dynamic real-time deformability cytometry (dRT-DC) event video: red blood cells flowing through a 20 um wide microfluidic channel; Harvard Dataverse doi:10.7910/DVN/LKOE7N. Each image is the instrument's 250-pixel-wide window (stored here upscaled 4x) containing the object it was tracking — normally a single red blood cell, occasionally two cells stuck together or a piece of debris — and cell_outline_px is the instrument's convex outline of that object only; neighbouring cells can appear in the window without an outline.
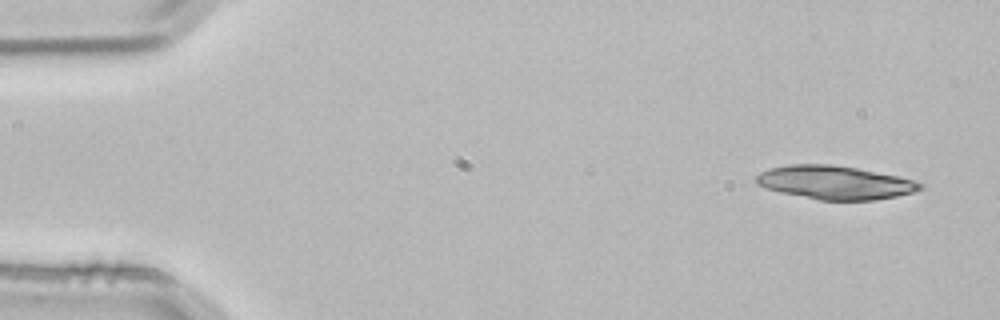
{"species": "common noctule bat (a hibernating species)", "species_latin": "Nyctalus noctula", "temperature_condition": "room temperature", "stored_images_in_passage": 3, "camera_frame_rate_fps": 3000, "um_per_image_px": 0.085, "animal": {"sex": "male", "body_mass_g": 21.5, "forearm_length_mm": 52.0}, "frame": {"image": 1, "passage_image": 1, "time_ms": 0.0, "image_size_px": [1000, 320], "cell_outline_px": [[924, 188], [912, 192], [896, 196], [872, 200], [820, 200], [780, 192], [756, 184], [756, 176], [760, 172], [772, 168], [788, 164], [828, 164], [856, 168], [896, 176], [912, 180], [924, 184]], "centroid_in_image_um": [70.95, 15.51], "position_along_channel_um": 14.0, "area_um2": 31.62}}